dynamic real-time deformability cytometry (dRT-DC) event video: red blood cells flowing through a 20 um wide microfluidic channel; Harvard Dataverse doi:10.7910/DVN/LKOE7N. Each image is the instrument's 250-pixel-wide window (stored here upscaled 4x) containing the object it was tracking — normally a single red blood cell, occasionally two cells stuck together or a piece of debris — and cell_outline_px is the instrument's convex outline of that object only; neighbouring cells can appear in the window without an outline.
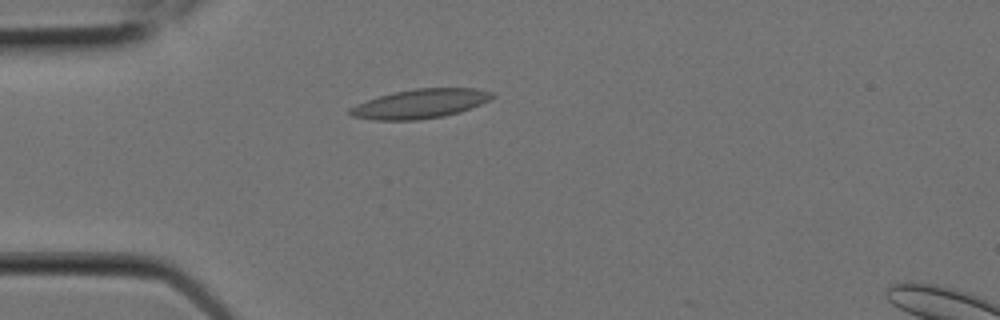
{"species": "Egyptian fruit bat (a non-hibernating species)", "species_latin": "Rousettus aegyptiacus", "temperature_condition": "room temperature", "stored_images_in_passage": 2, "camera_frame_rate_fps": 3000, "um_per_image_px": 0.085, "animal": {"sex": "female"}, "frame": {"image": 1, "passage_image": 1, "time_ms": 0.0, "image_size_px": [1000, 320], "cell_outline_px": [[496, 96], [480, 104], [460, 112], [444, 116], [420, 120], [376, 120], [352, 116], [348, 112], [348, 108], [356, 104], [380, 96], [396, 92], [416, 88], [476, 88], [492, 92]], "centroid_in_image_um": [35.73, 8.82], "position_along_channel_um": 49.3, "area_um2": 24.1}}